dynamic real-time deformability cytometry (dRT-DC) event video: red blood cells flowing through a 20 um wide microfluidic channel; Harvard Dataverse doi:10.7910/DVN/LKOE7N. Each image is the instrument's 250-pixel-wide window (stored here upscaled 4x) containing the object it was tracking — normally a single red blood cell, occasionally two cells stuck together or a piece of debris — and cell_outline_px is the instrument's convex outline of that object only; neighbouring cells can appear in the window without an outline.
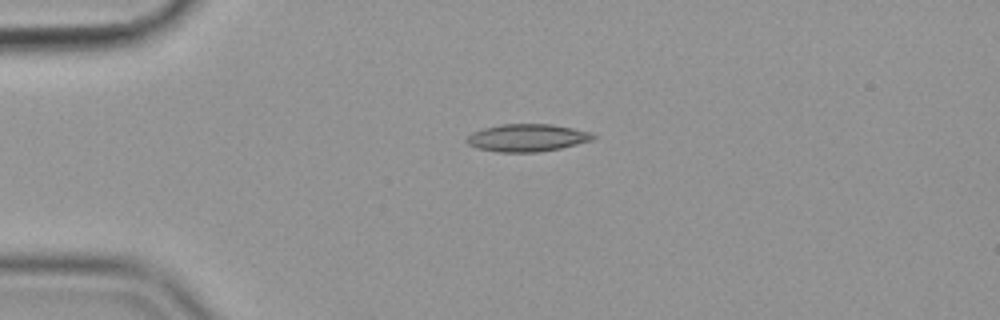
{"species": "common noctule bat (a hibernating species)", "species_latin": "Nyctalus noctula", "temperature_condition": "cold", "stored_images_in_passage": 44, "camera_frame_rate_fps": 3000, "um_per_image_px": 0.085, "animal": {"sex": "female", "body_mass_g": 19.9}, "frame": {"image": 1, "passage_image": 1, "time_ms": 0.0, "image_size_px": [1000, 320], "cell_outline_px": [[596, 136], [592, 140], [560, 148], [540, 152], [496, 152], [476, 148], [468, 144], [464, 140], [472, 132], [484, 128], [500, 124], [552, 124], [592, 132]], "centroid_in_image_um": [44.78, 11.71], "position_along_channel_um": 40.2, "area_um2": 20.35}}
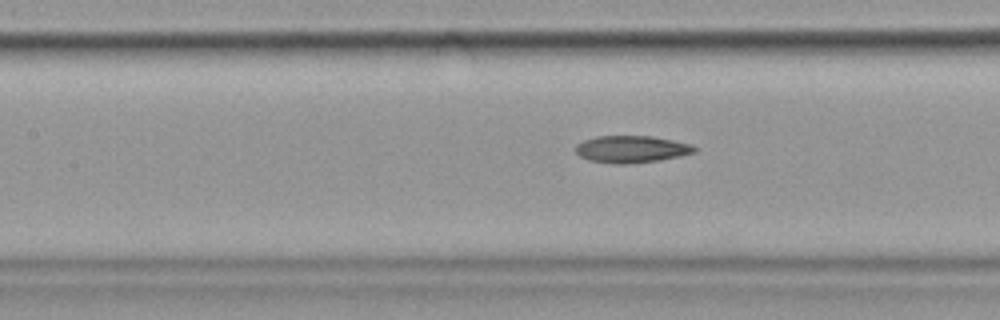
{"frame": {"image": 2, "passage_image": 13, "time_ms": 4.0, "image_size_px": [1000, 320], "cell_outline_px": [[696, 152], [680, 156], [660, 160], [628, 164], [616, 164], [588, 160], [580, 156], [576, 152], [576, 144], [584, 140], [596, 136], [652, 136], [692, 144], [696, 148]], "centroid_in_image_um": [53.68, 12.68], "position_along_channel_um": 153.7, "area_um2": 18.79}}
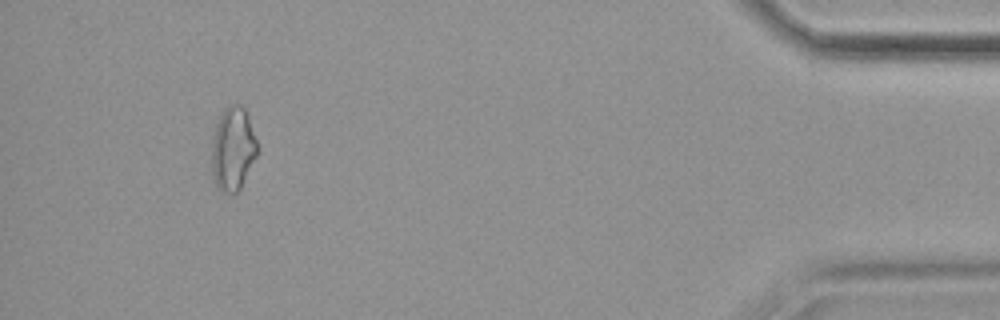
{"frame": {"image": 3, "passage_image": 40, "time_ms": 13.0, "image_size_px": [1000, 320], "cell_outline_px": [[260, 152], [240, 188], [236, 192], [224, 192], [216, 184], [212, 172], [212, 140], [216, 124], [224, 108], [232, 104], [240, 104], [244, 108], [248, 116]], "centroid_in_image_um": [19.82, 12.63], "position_along_channel_um": 415.4, "area_um2": 22.14}, "authors_computed_cell_mechanics": {"area_um2": 18.7272, "velocity_mm_per_s": 3.5952, "shape_relaxation_time_tau1_ms": 5.1839, "shape_relaxation_time_tau2_ms": 5.7485, "deformation_change_tau1": 0.1386, "deformation_change_tau2": 0.1582}}